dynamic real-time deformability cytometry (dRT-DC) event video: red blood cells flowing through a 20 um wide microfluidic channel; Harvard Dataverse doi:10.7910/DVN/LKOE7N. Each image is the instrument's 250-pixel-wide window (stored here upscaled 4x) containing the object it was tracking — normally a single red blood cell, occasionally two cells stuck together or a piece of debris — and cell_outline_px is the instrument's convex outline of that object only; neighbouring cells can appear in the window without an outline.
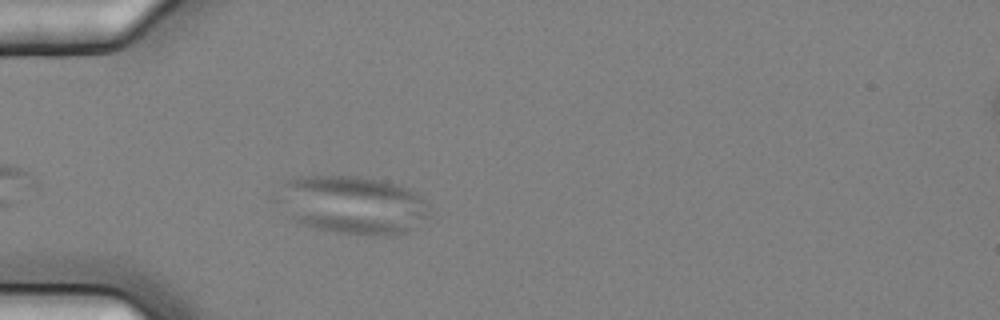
{"species": "common noctule bat (a hibernating species)", "species_latin": "Nyctalus noctula", "temperature_condition": "cold", "stored_images_in_passage": 1, "camera_frame_rate_fps": 3000, "um_per_image_px": 0.085, "animal": {"sex": "female", "body_mass_g": 25.1}, "frame": {"image": 1, "passage_image": 1, "time_ms": 0.0, "image_size_px": [1000, 320], "cell_outline_px": [[432, 216], [404, 232], [388, 236], [380, 236], [336, 232], [304, 224], [296, 220], [272, 200], [268, 196], [288, 180], [296, 176], [356, 176], [384, 180], [408, 188], [416, 192], [420, 196]], "centroid_in_image_um": [29.89, 17.39], "position_along_channel_um": 55.1, "area_um2": 51.96}}